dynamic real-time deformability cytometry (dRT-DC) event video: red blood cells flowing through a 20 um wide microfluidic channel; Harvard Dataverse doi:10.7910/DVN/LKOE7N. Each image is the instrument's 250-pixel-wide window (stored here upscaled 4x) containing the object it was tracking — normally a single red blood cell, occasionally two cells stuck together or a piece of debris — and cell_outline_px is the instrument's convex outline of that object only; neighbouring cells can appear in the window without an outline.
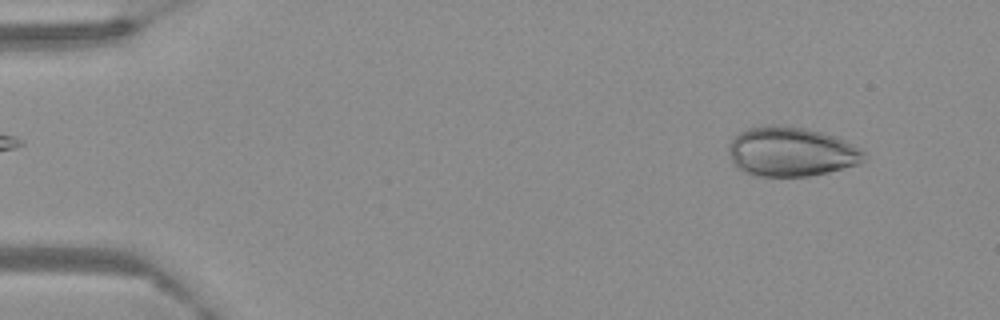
{"species": "Egyptian fruit bat (a non-hibernating species)", "species_latin": "Rousettus aegyptiacus", "temperature_condition": "warm", "stored_images_in_passage": 60, "camera_frame_rate_fps": 3000, "um_per_image_px": 0.085, "frame": {"image": 1, "passage_image": 5, "time_ms": 1.333, "image_size_px": [1000, 320], "cell_outline_px": [[864, 160], [856, 164], [828, 172], [808, 176], [760, 176], [744, 172], [732, 160], [728, 152], [728, 144], [740, 132], [748, 128], [764, 124], [780, 124], [804, 128], [836, 136], [860, 148], [864, 152]], "centroid_in_image_um": [67.23, 12.87], "position_along_channel_um": 17.8, "area_um2": 38.84}}
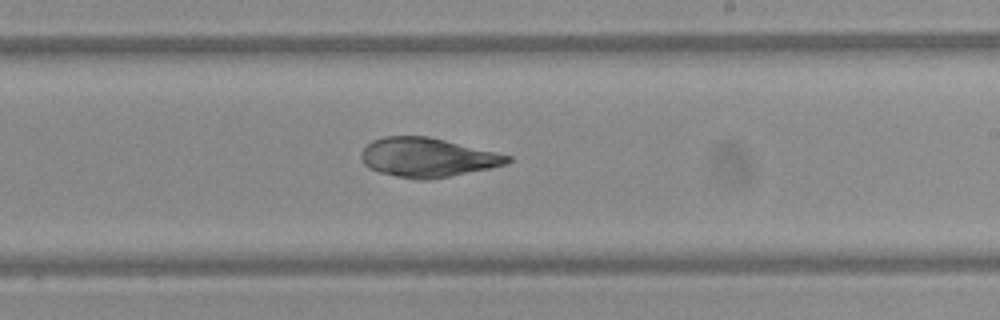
{"frame": {"image": 2, "passage_image": 36, "time_ms": 11.667, "image_size_px": [1000, 320], "cell_outline_px": [[512, 160], [508, 164], [492, 168], [428, 180], [420, 180], [396, 176], [380, 172], [368, 168], [364, 164], [360, 156], [360, 152], [372, 140], [384, 136], [428, 136], [496, 152], [512, 156]], "centroid_in_image_um": [36.34, 13.38], "position_along_channel_um": 252.7, "area_um2": 33.47}}
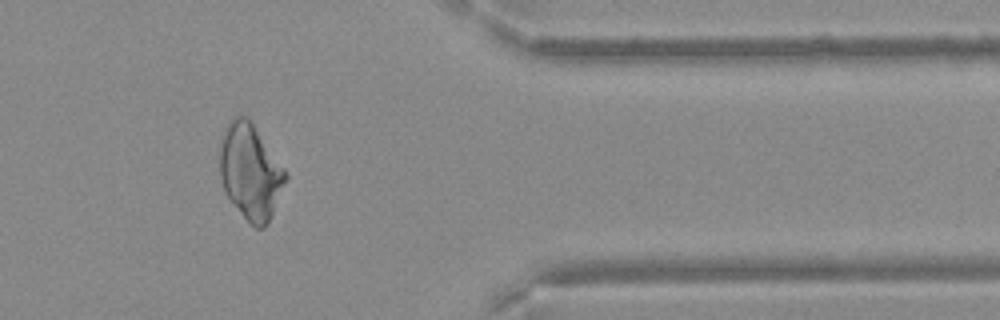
{"frame": {"image": 3, "passage_image": 50, "time_ms": 16.333, "image_size_px": [1000, 320], "cell_outline_px": [[288, 176], [272, 216], [268, 224], [264, 228], [256, 228], [244, 216], [228, 196], [224, 188], [220, 176], [220, 148], [224, 128], [228, 120], [232, 116], [248, 116], [288, 172]], "centroid_in_image_um": [21.31, 14.54], "position_along_channel_um": 390.1, "area_um2": 36.59}}